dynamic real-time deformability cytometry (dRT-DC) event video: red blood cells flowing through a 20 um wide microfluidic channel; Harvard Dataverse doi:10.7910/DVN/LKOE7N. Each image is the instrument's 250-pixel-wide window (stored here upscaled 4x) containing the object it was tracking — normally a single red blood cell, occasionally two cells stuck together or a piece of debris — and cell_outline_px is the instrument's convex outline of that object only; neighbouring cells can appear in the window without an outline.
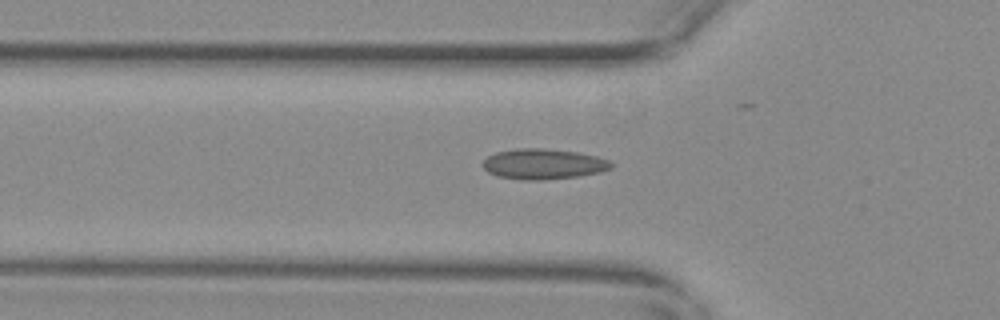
{"species": "common noctule bat (a hibernating species)", "species_latin": "Nyctalus noctula", "temperature_condition": "warm", "stored_images_in_passage": 49, "camera_frame_rate_fps": 3000, "um_per_image_px": 0.085, "animal": {"sex": "female", "body_mass_g": 29.2, "forearm_length_mm": 56.3}, "frame": {"image": 1, "passage_image": 19, "time_ms": 6.0, "image_size_px": [1000, 320], "cell_outline_px": [[612, 168], [600, 172], [576, 176], [540, 180], [520, 180], [496, 176], [488, 172], [480, 164], [488, 156], [496, 152], [516, 148], [544, 148], [576, 152], [596, 156], [608, 160], [612, 164]], "centroid_in_image_um": [46.13, 13.94], "position_along_channel_um": 79.7, "area_um2": 22.77}}
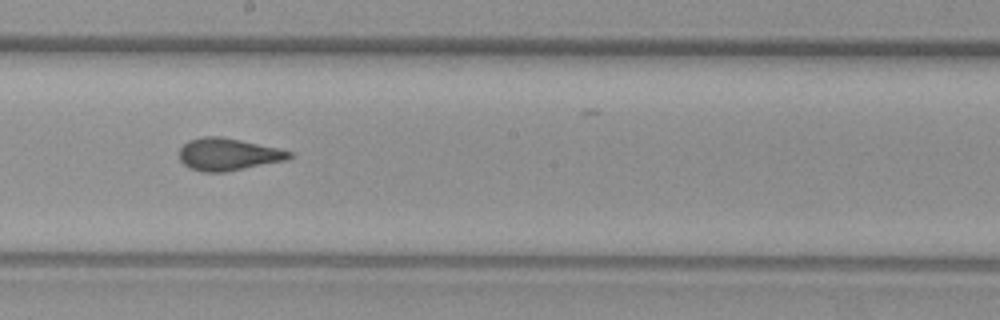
{"frame": {"image": 2, "passage_image": 31, "time_ms": 10.0, "image_size_px": [1000, 320], "cell_outline_px": [[292, 156], [288, 160], [224, 172], [204, 172], [192, 168], [184, 164], [180, 160], [180, 148], [188, 140], [204, 136], [220, 136], [240, 140], [276, 148], [292, 152]], "centroid_in_image_um": [19.38, 13.12], "position_along_channel_um": 228.8, "area_um2": 20.46}}
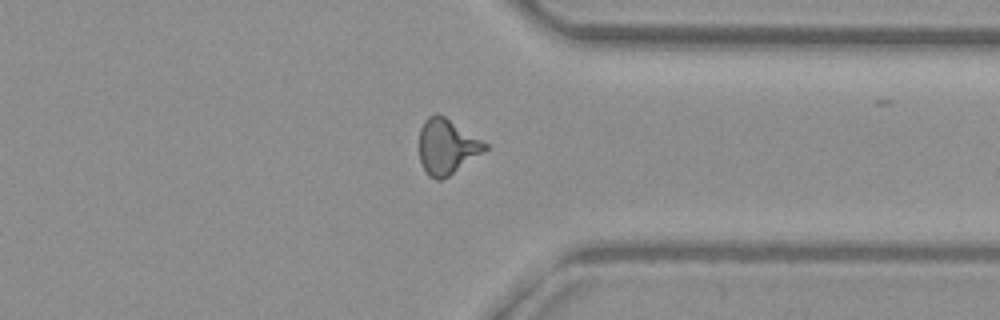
{"frame": {"image": 3, "passage_image": 43, "time_ms": 14.0, "image_size_px": [1000, 320], "cell_outline_px": [[488, 148], [448, 176], [440, 180], [436, 180], [428, 176], [420, 160], [420, 128], [424, 120], [428, 116], [436, 112], [444, 116], [488, 144]], "centroid_in_image_um": [37.95, 12.44], "position_along_channel_um": 373.4, "area_um2": 20.81}, "authors_computed_cell_mechanics": {"area_um2": 20.519, "velocity_mm_per_s": 3.7033, "shape_relaxation_time_tau1_ms": null, "shape_relaxation_time_tau2_ms": 1.2553, "deformation_change_tau1": null, "deformation_change_tau2": 0.072}}